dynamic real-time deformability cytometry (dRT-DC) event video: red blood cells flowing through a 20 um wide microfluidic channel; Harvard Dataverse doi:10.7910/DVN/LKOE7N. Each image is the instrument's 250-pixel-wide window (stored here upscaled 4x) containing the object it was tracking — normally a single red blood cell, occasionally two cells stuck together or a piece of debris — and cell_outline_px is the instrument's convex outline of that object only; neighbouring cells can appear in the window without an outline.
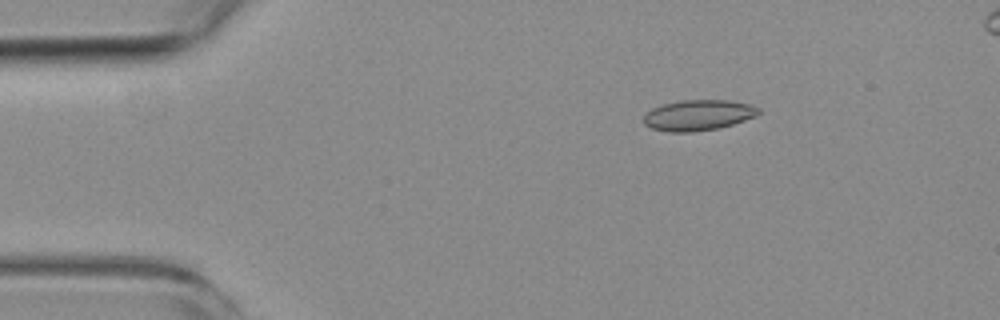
{"species": "common noctule bat (a hibernating species)", "species_latin": "Nyctalus noctula", "temperature_condition": "room temperature", "stored_images_in_passage": 4, "segment_of_instrument_passage": [1, 2], "camera_frame_rate_fps": 3000, "um_per_image_px": 0.085, "animal": {"sex": "female", "body_mass_g": 19.3, "forearm_length_mm": 54.1}, "frame": {"image": 1, "passage_image": 2, "time_ms": 1.667, "image_size_px": [1000, 320], "cell_outline_px": [[760, 112], [756, 116], [720, 128], [692, 132], [668, 132], [652, 128], [644, 124], [644, 116], [652, 108], [664, 104], [680, 100], [728, 100], [748, 104], [760, 108]], "centroid_in_image_um": [59.35, 9.79], "position_along_channel_um": 25.6, "area_um2": 20.46}}